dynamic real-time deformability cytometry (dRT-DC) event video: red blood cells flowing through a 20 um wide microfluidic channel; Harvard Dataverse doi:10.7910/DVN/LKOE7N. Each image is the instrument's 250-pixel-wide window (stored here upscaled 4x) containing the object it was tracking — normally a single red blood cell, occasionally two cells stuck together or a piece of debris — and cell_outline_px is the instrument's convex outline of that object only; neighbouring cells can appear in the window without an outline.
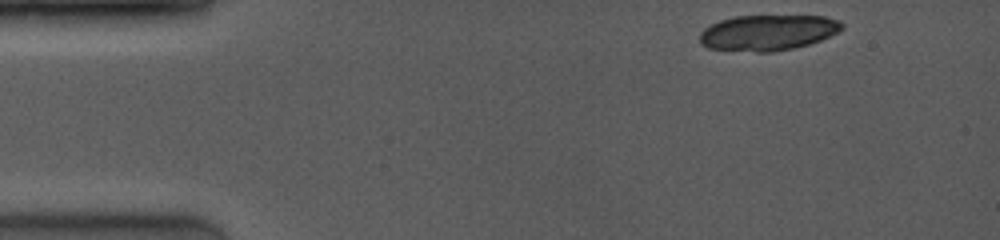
{"species": "common noctule bat (a hibernating species)", "species_latin": "Nyctalus noctula", "temperature_condition": "room temperature", "stored_images_in_passage": 14, "camera_frame_rate_fps": 4000, "um_per_image_px": 0.085, "animal": {"sex": "female", "body_mass_g": 19.0, "forearm_length_mm": 53.3}, "frame": {"image": 1, "passage_image": 1, "time_ms": 0.0, "image_size_px": [1000, 240], "cell_outline_px": [[844, 28], [840, 32], [820, 40], [808, 44], [792, 48], [772, 52], [756, 52], [708, 48], [700, 44], [700, 32], [704, 28], [720, 20], [736, 16], [824, 16], [840, 20], [844, 24]], "centroid_in_image_um": [65.29, 2.77], "position_along_channel_um": 19.7, "area_um2": 29.65}}